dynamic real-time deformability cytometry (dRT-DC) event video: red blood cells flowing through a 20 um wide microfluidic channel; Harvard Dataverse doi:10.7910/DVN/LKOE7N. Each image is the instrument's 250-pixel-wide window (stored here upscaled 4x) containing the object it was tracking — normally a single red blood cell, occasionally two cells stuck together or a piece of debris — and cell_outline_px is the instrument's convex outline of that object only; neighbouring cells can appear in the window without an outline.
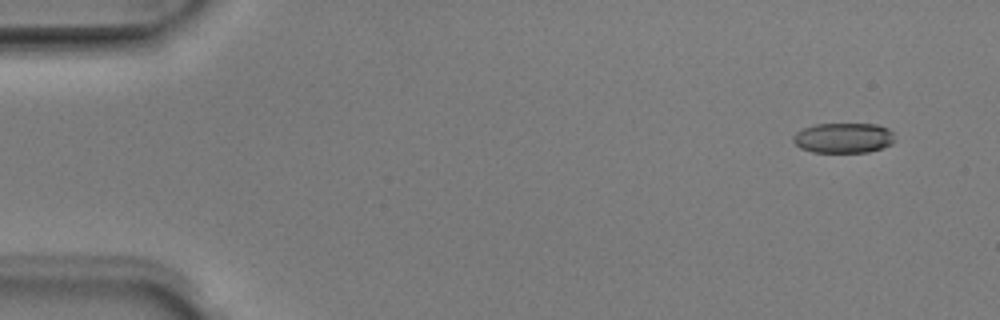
{"species": "Egyptian fruit bat (a non-hibernating species)", "species_latin": "Rousettus aegyptiacus", "temperature_condition": "room temperature", "stored_images_in_passage": 5, "camera_frame_rate_fps": 3000, "um_per_image_px": 0.085, "animal": {"sex": "male"}, "frame": {"image": 1, "passage_image": 1, "time_ms": 0.0, "image_size_px": [1000, 320], "cell_outline_px": [[896, 140], [892, 144], [868, 152], [812, 152], [800, 148], [792, 140], [792, 136], [796, 132], [804, 128], [816, 124], [876, 124], [888, 128], [892, 132]], "centroid_in_image_um": [71.7, 11.72], "position_along_channel_um": 13.3, "area_um2": 17.92}}
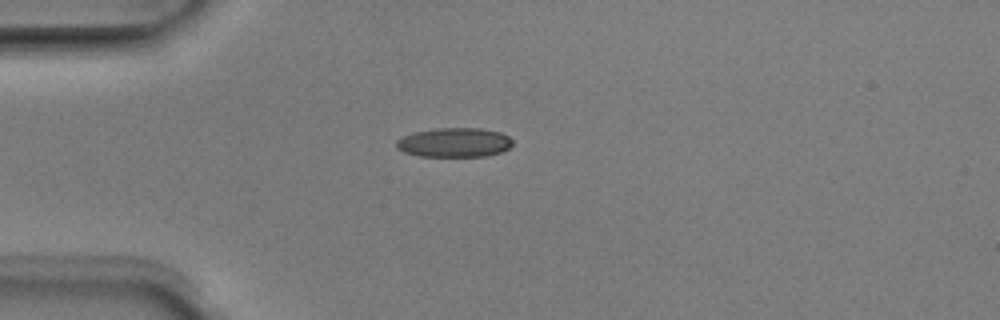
{"frame": {"image": 2, "passage_image": 4, "time_ms": 1.0, "image_size_px": [1000, 320], "cell_outline_px": [[512, 144], [508, 148], [500, 152], [484, 156], [420, 156], [404, 152], [396, 148], [396, 140], [404, 136], [416, 132], [436, 128], [480, 128], [500, 132], [508, 136], [512, 140]], "centroid_in_image_um": [38.61, 12.11], "position_along_channel_um": 46.4, "area_um2": 19.71}}